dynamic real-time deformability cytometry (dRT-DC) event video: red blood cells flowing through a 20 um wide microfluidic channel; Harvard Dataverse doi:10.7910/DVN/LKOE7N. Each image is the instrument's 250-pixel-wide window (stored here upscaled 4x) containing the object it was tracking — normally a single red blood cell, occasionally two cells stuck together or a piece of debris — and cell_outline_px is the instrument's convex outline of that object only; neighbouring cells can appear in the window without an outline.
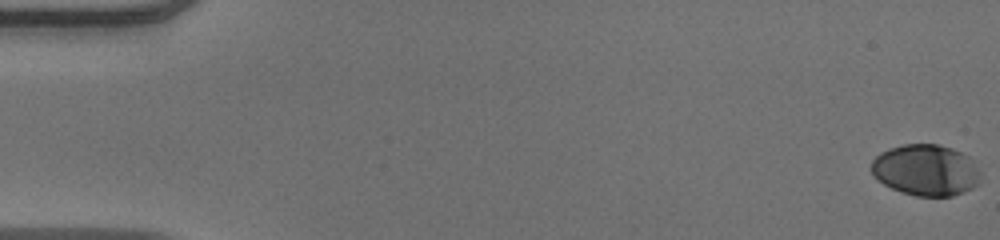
{"species": "human", "species_latin": "Homo sapiens", "temperature_condition": "warm", "stored_images_in_passage": 53, "camera_frame_rate_fps": 3000, "um_per_image_px": 0.085, "donor": {"sex": "male"}, "frame": {"image": 1, "passage_image": 1, "time_ms": 0.0, "image_size_px": [1000, 240], "cell_outline_px": [[980, 184], [972, 188], [952, 196], [916, 196], [900, 192], [884, 184], [872, 176], [872, 160], [880, 152], [888, 148], [904, 144], [936, 144], [952, 148], [968, 156], [980, 172]], "centroid_in_image_um": [78.68, 14.46], "position_along_channel_um": 6.3, "area_um2": 32.71}}
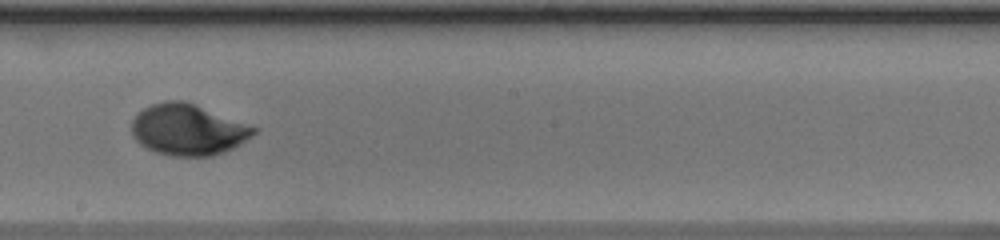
{"frame": {"image": 2, "passage_image": 31, "time_ms": 10.0, "image_size_px": [1000, 240], "cell_outline_px": [[256, 132], [252, 136], [240, 144], [224, 152], [212, 156], [172, 156], [156, 152], [140, 144], [132, 136], [132, 120], [144, 108], [152, 104], [164, 100], [184, 100], [196, 104], [256, 128]], "centroid_in_image_um": [15.95, 11.02], "position_along_channel_um": 232.2, "area_um2": 36.13}}
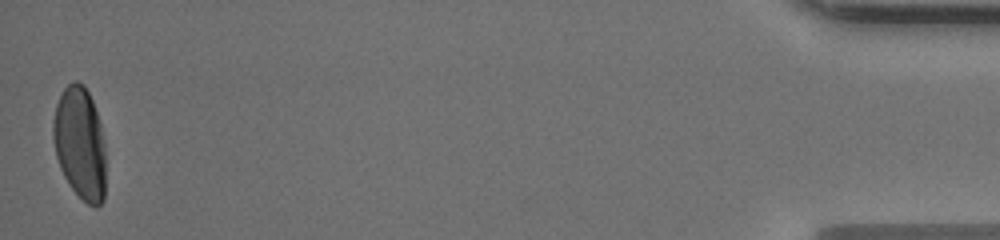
{"frame": {"image": 3, "passage_image": 53, "time_ms": 17.333, "image_size_px": [1000, 240], "cell_outline_px": [[104, 200], [96, 208], [88, 204], [72, 188], [64, 176], [60, 168], [56, 156], [52, 136], [52, 120], [56, 104], [64, 88], [72, 80], [76, 80], [84, 84], [92, 100], [100, 124], [104, 144]], "centroid_in_image_um": [6.77, 12.15], "position_along_channel_um": 428.4, "area_um2": 34.39}, "authors_computed_cell_mechanics": {"area_um2": 34.391, "velocity_mm_per_s": 3.9382, "shape_relaxation_time_tau1_ms": 3.536, "shape_relaxation_time_tau2_ms": null, "deformation_change_tau1": 0.2046, "deformation_change_tau2": null}}